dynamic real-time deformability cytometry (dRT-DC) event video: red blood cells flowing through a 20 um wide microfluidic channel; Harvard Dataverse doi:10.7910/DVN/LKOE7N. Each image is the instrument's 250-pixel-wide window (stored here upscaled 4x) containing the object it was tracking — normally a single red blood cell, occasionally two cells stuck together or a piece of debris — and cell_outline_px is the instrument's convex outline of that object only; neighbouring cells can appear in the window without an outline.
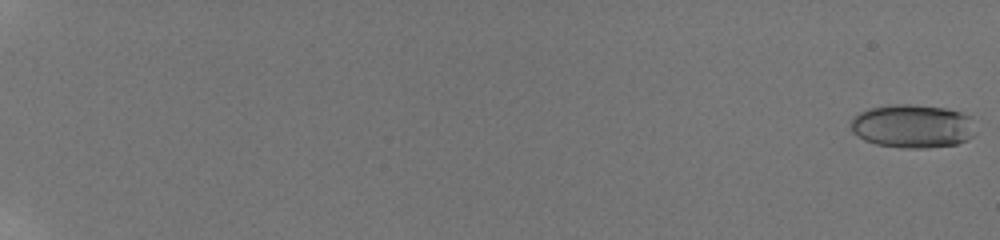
{"species": "human", "species_latin": "Homo sapiens", "temperature_condition": "room temperature", "stored_images_in_passage": 56, "camera_frame_rate_fps": 3000, "um_per_image_px": 0.085, "donor": {"sex": "male"}, "frame": {"image": 1, "passage_image": 1, "time_ms": 0.0, "image_size_px": [1000, 240], "cell_outline_px": [[972, 136], [968, 140], [956, 144], [924, 148], [904, 148], [876, 144], [864, 140], [852, 132], [852, 120], [860, 112], [868, 108], [892, 104], [912, 104], [944, 108], [960, 112], [968, 116]], "centroid_in_image_um": [77.5, 10.72], "position_along_channel_um": 7.5, "area_um2": 31.15}}
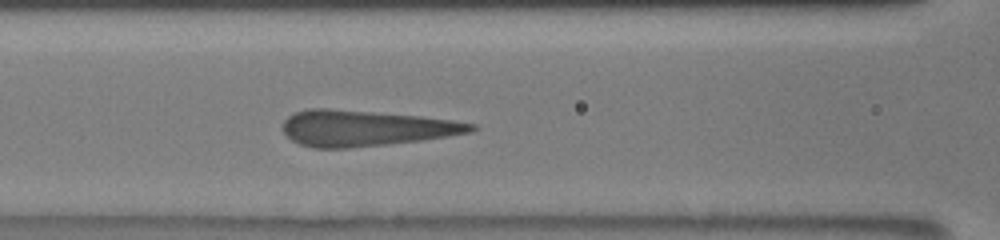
{"frame": {"image": 2, "passage_image": 33, "time_ms": 9.0, "image_size_px": [1000, 240], "cell_outline_px": [[476, 128], [472, 132], [448, 136], [420, 140], [348, 148], [312, 148], [300, 144], [292, 140], [284, 132], [284, 120], [288, 116], [296, 112], [308, 108], [328, 108], [420, 116], [452, 120], [476, 124]], "centroid_in_image_um": [31.05, 10.89], "position_along_channel_um": 135.5, "area_um2": 39.02}}
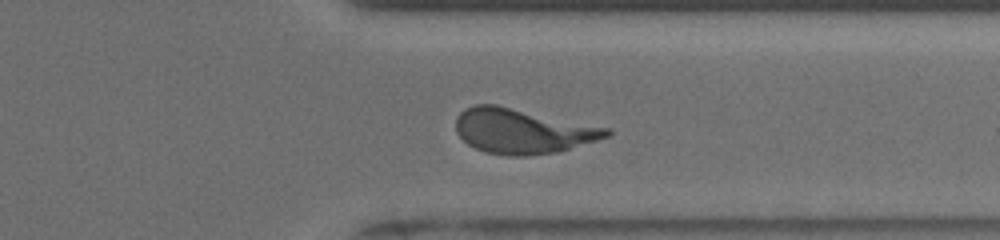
{"frame": {"image": 3, "passage_image": 50, "time_ms": 15.0, "image_size_px": [1000, 240], "cell_outline_px": [[612, 132], [608, 136], [596, 140], [556, 152], [524, 156], [512, 156], [484, 152], [468, 144], [456, 132], [456, 116], [464, 108], [476, 104], [496, 104], [612, 128]], "centroid_in_image_um": [44.4, 11.12], "position_along_channel_um": 367.0, "area_um2": 39.48}}